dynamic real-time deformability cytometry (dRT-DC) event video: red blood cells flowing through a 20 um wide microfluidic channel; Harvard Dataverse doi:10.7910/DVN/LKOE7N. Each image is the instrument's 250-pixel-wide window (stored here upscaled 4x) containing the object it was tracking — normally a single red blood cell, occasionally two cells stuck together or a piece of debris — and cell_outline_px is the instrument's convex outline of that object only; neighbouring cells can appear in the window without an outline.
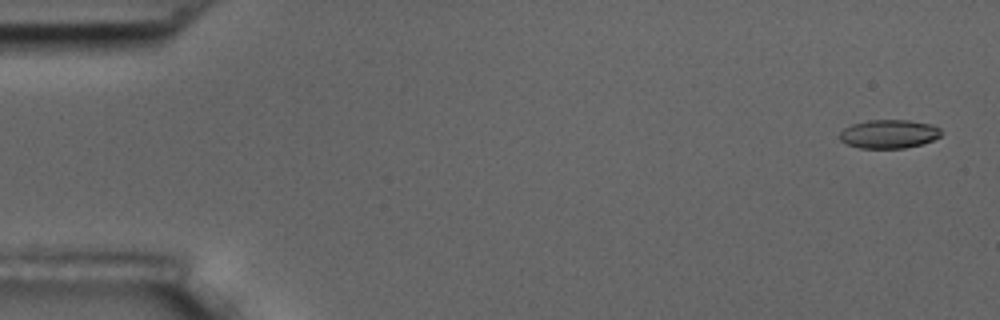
{"species": "common noctule bat (a hibernating species)", "species_latin": "Nyctalus noctula", "temperature_condition": "room temperature", "stored_images_in_passage": 6, "camera_frame_rate_fps": 3000, "um_per_image_px": 0.085, "animal": {"sex": "male", "body_mass_g": 17.5, "forearm_length_mm": 52.3}, "frame": {"image": 1, "passage_image": 1, "time_ms": 0.0, "image_size_px": [1000, 320], "cell_outline_px": [[940, 136], [932, 140], [920, 144], [904, 148], [860, 148], [848, 144], [840, 140], [840, 132], [844, 128], [852, 124], [868, 120], [908, 120], [932, 124], [940, 128]], "centroid_in_image_um": [75.55, 11.38], "position_along_channel_um": 9.5, "area_um2": 16.82}}
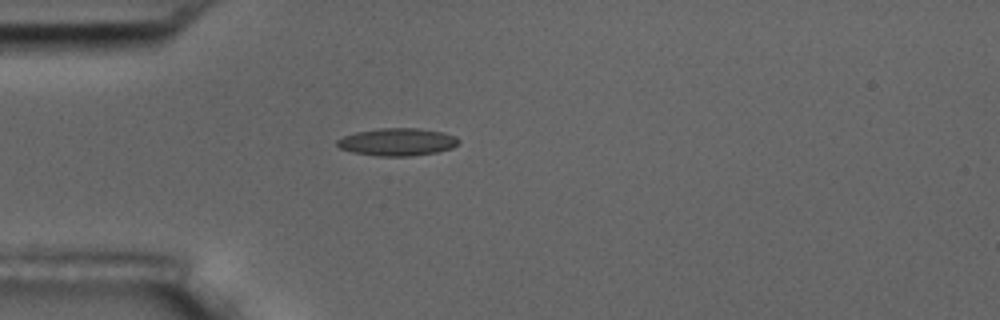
{"frame": {"image": 2, "passage_image": 5, "time_ms": 4.667, "image_size_px": [1000, 320], "cell_outline_px": [[460, 140], [452, 148], [436, 152], [412, 156], [380, 156], [352, 152], [340, 148], [336, 144], [336, 140], [344, 136], [356, 132], [380, 128], [416, 128], [444, 132], [456, 136]], "centroid_in_image_um": [33.77, 12.06], "position_along_channel_um": 51.2, "area_um2": 19.48}}